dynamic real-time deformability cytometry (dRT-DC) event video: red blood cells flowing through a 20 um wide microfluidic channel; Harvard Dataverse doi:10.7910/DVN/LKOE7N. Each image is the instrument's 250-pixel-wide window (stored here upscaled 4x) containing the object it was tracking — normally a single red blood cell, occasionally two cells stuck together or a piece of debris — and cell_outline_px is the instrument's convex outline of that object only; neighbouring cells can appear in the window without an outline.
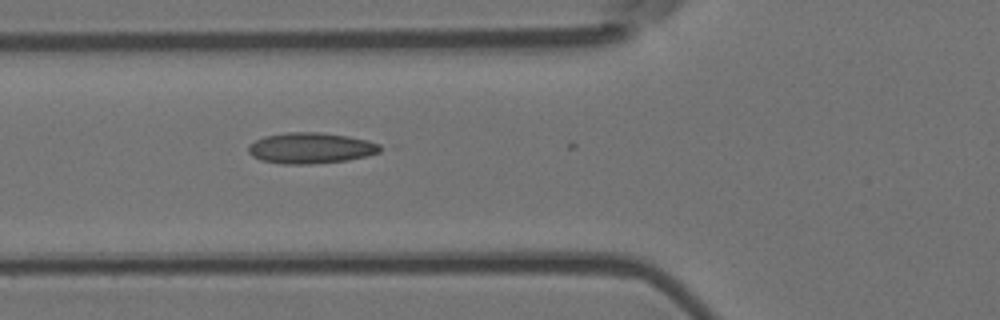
{"species": "Egyptian fruit bat (a non-hibernating species)", "species_latin": "Rousettus aegyptiacus", "temperature_condition": "room temperature", "stored_images_in_passage": 5, "camera_frame_rate_fps": 3000, "um_per_image_px": 0.085, "animal": {"sex": "female"}, "frame": {"image": 1, "passage_image": 3, "time_ms": 0.667, "image_size_px": [1000, 320], "cell_outline_px": [[388, 148], [380, 152], [368, 156], [348, 160], [312, 164], [280, 164], [260, 160], [252, 156], [248, 152], [248, 144], [264, 136], [288, 132], [320, 132], [348, 136], [368, 140], [380, 144]], "centroid_in_image_um": [26.46, 12.59], "position_along_channel_um": 99.3, "area_um2": 24.16}}